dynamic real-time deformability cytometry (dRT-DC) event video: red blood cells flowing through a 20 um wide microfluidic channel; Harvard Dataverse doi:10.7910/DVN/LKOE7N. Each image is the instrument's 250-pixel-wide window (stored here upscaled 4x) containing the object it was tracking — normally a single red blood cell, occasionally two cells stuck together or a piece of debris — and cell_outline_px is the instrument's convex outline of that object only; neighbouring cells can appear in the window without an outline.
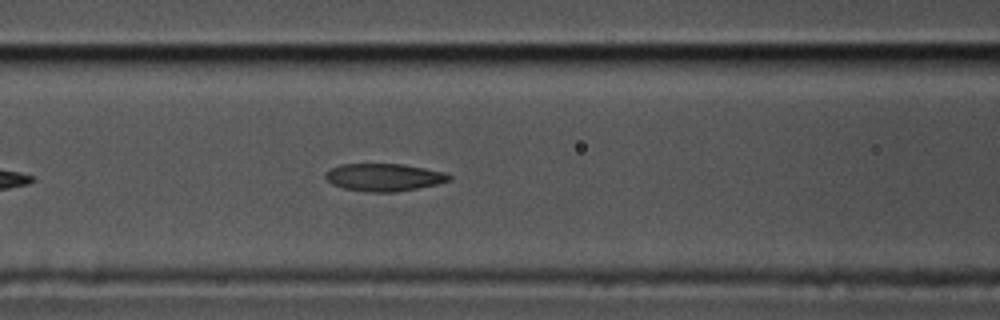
{"species": "common noctule bat (a hibernating species)", "species_latin": "Nyctalus noctula", "temperature_condition": "cold", "stored_images_in_passage": 45, "camera_frame_rate_fps": 3000, "um_per_image_px": 0.085, "animal": {"sex": "male", "body_mass_g": 17.5, "forearm_length_mm": 52.3}, "frame": {"image": 1, "passage_image": 11, "time_ms": 3.333, "image_size_px": [1000, 320], "cell_outline_px": [[452, 180], [436, 184], [396, 192], [372, 192], [344, 188], [332, 184], [324, 176], [324, 172], [340, 164], [404, 164], [444, 172], [452, 176]], "centroid_in_image_um": [32.64, 15.06], "position_along_channel_um": 134.0, "area_um2": 19.77}}
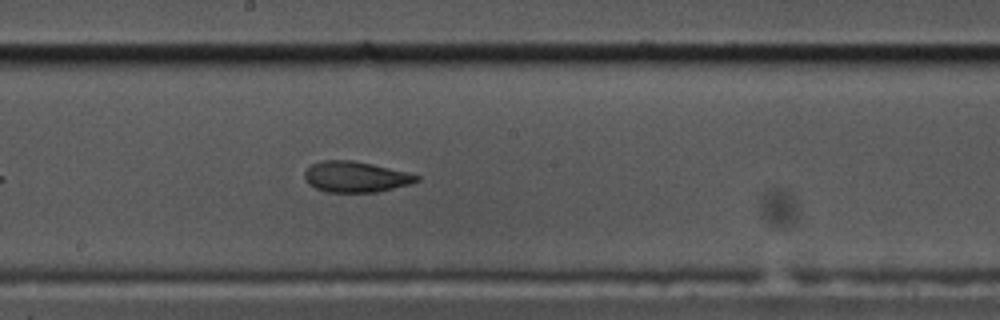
{"frame": {"image": 2, "passage_image": 18, "time_ms": 5.667, "image_size_px": [1000, 320], "cell_outline_px": [[420, 180], [408, 184], [376, 192], [328, 192], [316, 188], [308, 184], [304, 180], [304, 172], [312, 164], [324, 160], [352, 160], [372, 164], [420, 176]], "centroid_in_image_um": [30.17, 15.03], "position_along_channel_um": 218.0, "area_um2": 19.83}}
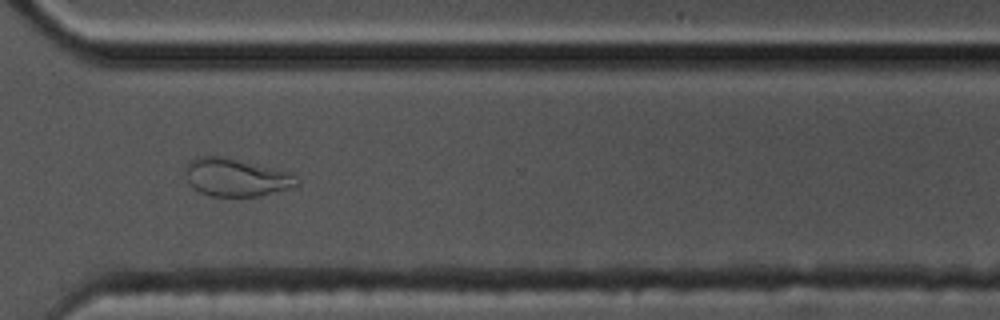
{"frame": {"image": 3, "passage_image": 29, "time_ms": 9.333, "image_size_px": [1000, 320], "cell_outline_px": [[300, 184], [260, 196], [212, 196], [200, 192], [192, 188], [188, 180], [184, 168], [188, 160], [196, 156], [220, 156], [292, 172], [300, 180]], "centroid_in_image_um": [20.04, 15.07], "position_along_channel_um": 350.6, "area_um2": 24.62}, "authors_computed_cell_mechanics": {"area_um2": 20.9814, "velocity_mm_per_s": 3.6099, "shape_relaxation_time_tau1_ms": null, "shape_relaxation_time_tau2_ms": 3.7948, "deformation_change_tau1": null, "deformation_change_tau2": 0.1111}}